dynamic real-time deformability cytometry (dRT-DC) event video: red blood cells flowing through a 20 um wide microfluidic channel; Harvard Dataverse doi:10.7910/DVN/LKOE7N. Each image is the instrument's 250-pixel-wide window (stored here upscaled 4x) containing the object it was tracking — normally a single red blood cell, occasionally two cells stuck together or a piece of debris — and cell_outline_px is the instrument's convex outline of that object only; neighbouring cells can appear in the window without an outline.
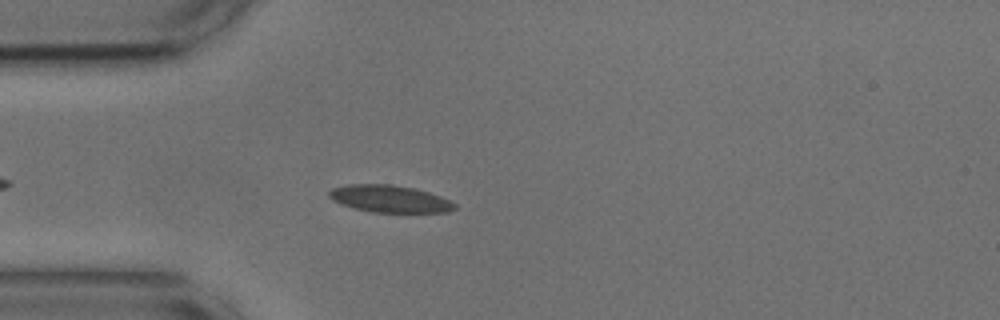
{"species": "common noctule bat (a hibernating species)", "species_latin": "Nyctalus noctula", "temperature_condition": "cold", "stored_images_in_passage": 47, "camera_frame_rate_fps": 3000, "um_per_image_px": 0.085, "animal": {"sex": "male", "body_mass_g": 17.9, "forearm_length_mm": 54.2}, "frame": {"image": 1, "passage_image": 7, "time_ms": 2.0, "image_size_px": [1000, 320], "cell_outline_px": [[456, 208], [448, 212], [372, 212], [340, 204], [332, 200], [328, 196], [328, 192], [332, 188], [352, 184], [392, 184], [412, 188], [428, 192], [440, 196], [456, 204]], "centroid_in_image_um": [33.1, 16.9], "position_along_channel_um": 51.9, "area_um2": 19.71}}
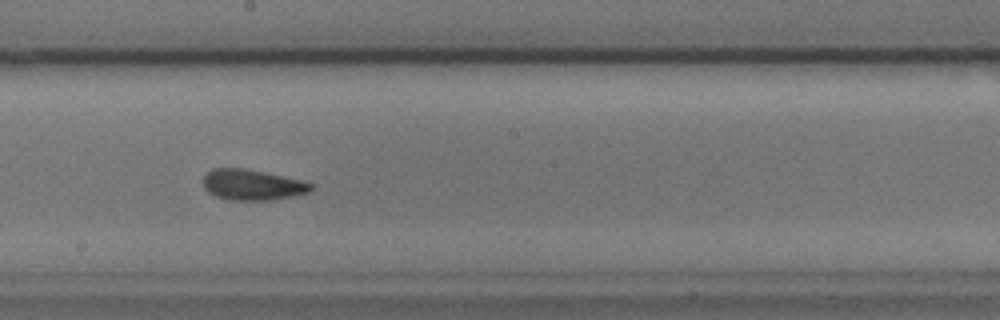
{"frame": {"image": 2, "passage_image": 22, "time_ms": 7.0, "image_size_px": [1000, 320], "cell_outline_px": [[316, 184], [308, 192], [276, 200], [228, 200], [216, 196], [208, 192], [204, 188], [204, 176], [212, 168], [244, 168], [304, 180]], "centroid_in_image_um": [21.48, 15.71], "position_along_channel_um": 226.7, "area_um2": 19.42}}
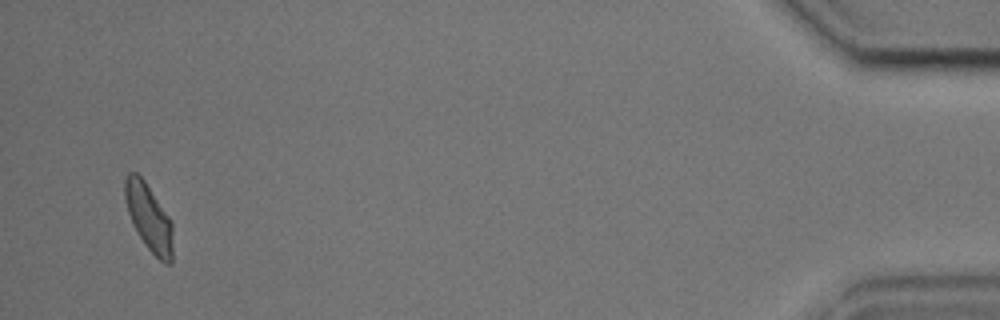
{"frame": {"image": 3, "passage_image": 45, "time_ms": 14.667, "image_size_px": [1000, 320], "cell_outline_px": [[172, 264], [164, 264], [144, 244], [132, 224], [128, 212], [124, 196], [124, 180], [128, 172], [136, 172], [144, 180], [172, 220]], "centroid_in_image_um": [12.65, 18.48], "position_along_channel_um": 422.6, "area_um2": 18.79}, "authors_computed_cell_mechanics": {"area_um2": 19.074, "velocity_mm_per_s": 3.6392, "shape_relaxation_time_tau1_ms": 5.1876, "shape_relaxation_time_tau2_ms": 1.5184, "deformation_change_tau1": 0.1039, "deformation_change_tau2": 0.0635}}